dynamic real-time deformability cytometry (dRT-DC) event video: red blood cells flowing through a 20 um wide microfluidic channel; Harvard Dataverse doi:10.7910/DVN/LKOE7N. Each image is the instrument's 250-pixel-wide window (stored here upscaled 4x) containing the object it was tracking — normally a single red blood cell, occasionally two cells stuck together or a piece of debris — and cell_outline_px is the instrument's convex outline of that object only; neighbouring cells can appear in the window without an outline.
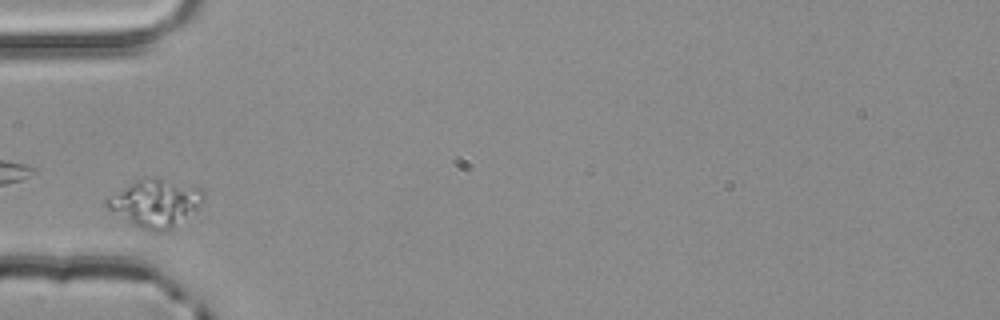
{"species": "common noctule bat (a hibernating species)", "species_latin": "Nyctalus noctula", "temperature_condition": "room temperature", "stored_images_in_passage": 3, "camera_frame_rate_fps": 3000, "um_per_image_px": 0.085, "animal": {"sex": "male", "body_mass_g": 20.4}, "frame": {"image": 1, "passage_image": 3, "time_ms": 0.667, "image_size_px": [1000, 320], "cell_outline_px": [[204, 196], [196, 212], [172, 228], [164, 232], [156, 232], [140, 228], [132, 224], [104, 208], [104, 200], [136, 180], [152, 176], [200, 188], [204, 192]], "centroid_in_image_um": [13.19, 17.28], "position_along_channel_um": 71.8, "area_um2": 26.88}}